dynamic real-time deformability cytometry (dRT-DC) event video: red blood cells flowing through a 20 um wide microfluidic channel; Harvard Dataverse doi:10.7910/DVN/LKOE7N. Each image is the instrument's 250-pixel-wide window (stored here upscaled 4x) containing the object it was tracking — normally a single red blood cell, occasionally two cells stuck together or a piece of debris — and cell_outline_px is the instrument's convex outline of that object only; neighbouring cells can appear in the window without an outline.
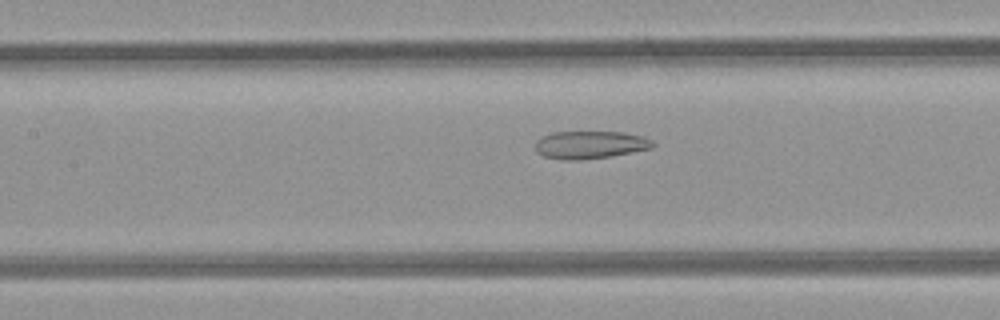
{"species": "common noctule bat (a hibernating species)", "species_latin": "Nyctalus noctula", "temperature_condition": "room temperature", "stored_images_in_passage": 31, "camera_frame_rate_fps": 3000, "um_per_image_px": 0.085, "animal": {"sex": "female", "body_mass_g": 21.9}, "frame": {"image": 1, "passage_image": 15, "time_ms": 4.667, "image_size_px": [1000, 320], "cell_outline_px": [[656, 144], [652, 148], [612, 156], [580, 160], [568, 160], [544, 156], [536, 152], [536, 140], [552, 132], [624, 132], [644, 136], [652, 140]], "centroid_in_image_um": [50.2, 12.3], "position_along_channel_um": 157.2, "area_um2": 19.02}}
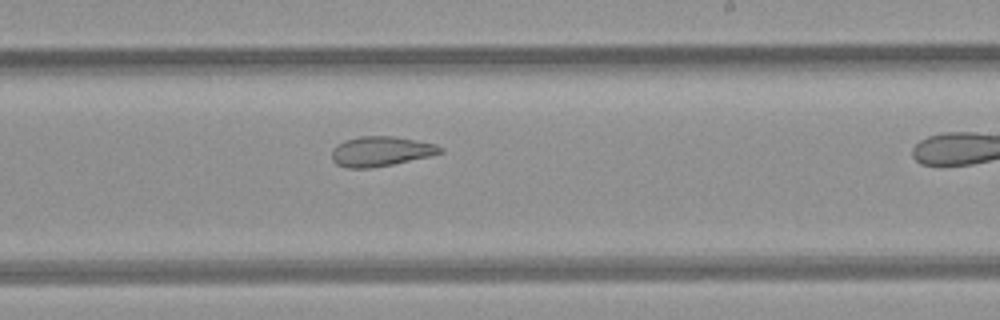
{"frame": {"image": 2, "passage_image": 22, "time_ms": 7.0, "image_size_px": [1000, 320], "cell_outline_px": [[444, 152], [428, 156], [392, 164], [368, 168], [348, 168], [336, 164], [332, 160], [332, 148], [344, 140], [360, 136], [392, 136], [416, 140], [436, 144], [444, 148]], "centroid_in_image_um": [32.36, 12.85], "position_along_channel_um": 256.6, "area_um2": 18.79}}
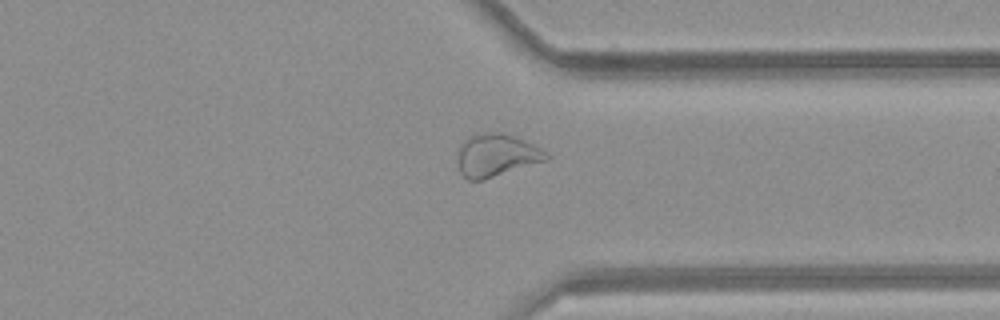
{"frame": {"image": 3, "passage_image": 30, "time_ms": 9.667, "image_size_px": [1000, 320], "cell_outline_px": [[552, 156], [548, 160], [480, 180], [468, 180], [460, 172], [460, 144], [464, 140], [472, 136], [496, 132], [500, 132], [512, 136], [532, 144], [548, 152]], "centroid_in_image_um": [42.25, 13.21], "position_along_channel_um": 369.2, "area_um2": 21.33}}